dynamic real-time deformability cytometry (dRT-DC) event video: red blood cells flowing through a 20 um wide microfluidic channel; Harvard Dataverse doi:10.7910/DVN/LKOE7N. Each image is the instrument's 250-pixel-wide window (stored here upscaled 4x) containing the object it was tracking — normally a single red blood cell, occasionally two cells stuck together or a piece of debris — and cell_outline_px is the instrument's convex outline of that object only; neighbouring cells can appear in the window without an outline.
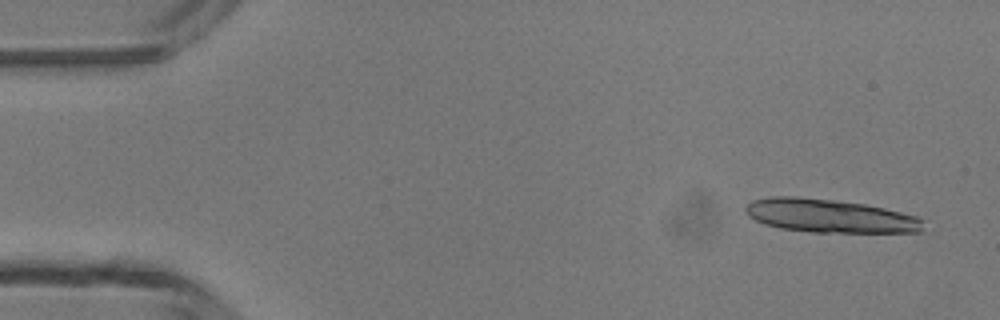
{"species": "common noctule bat (a hibernating species)", "species_latin": "Nyctalus noctula", "temperature_condition": "room temperature", "stored_images_in_passage": 5, "camera_frame_rate_fps": 3000, "um_per_image_px": 0.085, "animal": {"sex": "male", "body_mass_g": 13.3}, "frame": {"image": 1, "passage_image": 1, "time_ms": 0.0, "image_size_px": [1000, 320], "cell_outline_px": [[924, 232], [812, 232], [780, 228], [764, 224], [748, 216], [744, 212], [744, 204], [752, 200], [768, 196], [796, 196], [832, 200], [864, 204], [884, 208], [920, 216], [924, 220]], "centroid_in_image_um": [70.52, 18.34], "position_along_channel_um": 14.5, "area_um2": 35.03}}